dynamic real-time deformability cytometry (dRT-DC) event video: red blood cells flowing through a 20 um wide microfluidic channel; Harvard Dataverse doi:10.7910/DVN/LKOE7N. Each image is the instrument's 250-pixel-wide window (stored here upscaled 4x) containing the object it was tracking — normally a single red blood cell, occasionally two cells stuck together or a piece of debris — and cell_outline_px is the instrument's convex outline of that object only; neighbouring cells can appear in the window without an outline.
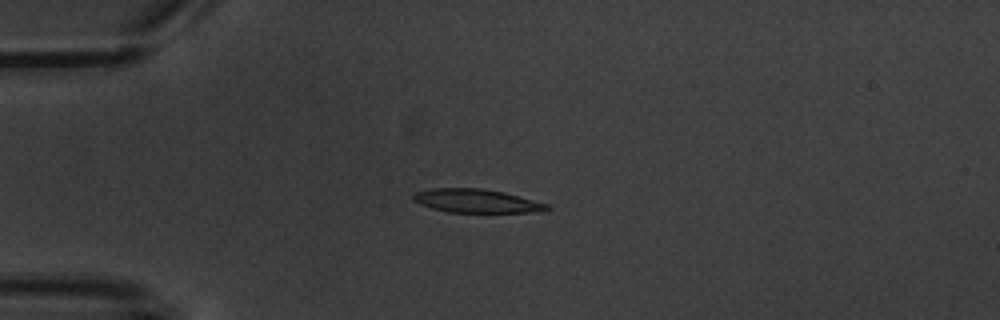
{"species": "common noctule bat (a hibernating species)", "species_latin": "Nyctalus noctula", "temperature_condition": "warm", "stored_images_in_passage": 5, "camera_frame_rate_fps": 3000, "um_per_image_px": 0.085, "animal": {"sex": "male", "body_mass_g": 20.1, "forearm_length_mm": 53.5}, "frame": {"image": 1, "passage_image": 2, "time_ms": 1.333, "image_size_px": [1000, 320], "cell_outline_px": [[552, 208], [544, 212], [448, 212], [432, 208], [420, 204], [412, 200], [412, 196], [416, 192], [432, 188], [480, 188], [504, 192], [548, 204]], "centroid_in_image_um": [40.52, 17.08], "position_along_channel_um": 44.5, "area_um2": 18.38}}
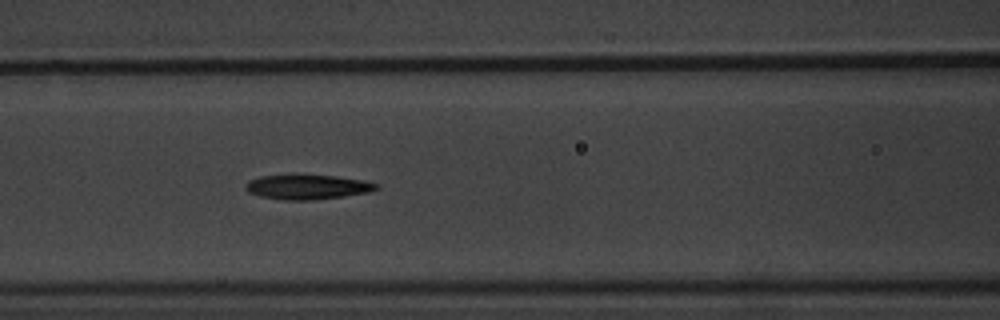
{"frame": {"image": 2, "passage_image": 5, "time_ms": 4.667, "image_size_px": [1000, 320], "cell_outline_px": [[380, 188], [368, 192], [344, 196], [312, 200], [288, 200], [260, 196], [248, 192], [244, 188], [248, 180], [260, 176], [292, 172], [296, 172], [336, 176], [364, 180], [380, 184]], "centroid_in_image_um": [26.11, 15.84], "position_along_channel_um": 140.5, "area_um2": 19.65}}